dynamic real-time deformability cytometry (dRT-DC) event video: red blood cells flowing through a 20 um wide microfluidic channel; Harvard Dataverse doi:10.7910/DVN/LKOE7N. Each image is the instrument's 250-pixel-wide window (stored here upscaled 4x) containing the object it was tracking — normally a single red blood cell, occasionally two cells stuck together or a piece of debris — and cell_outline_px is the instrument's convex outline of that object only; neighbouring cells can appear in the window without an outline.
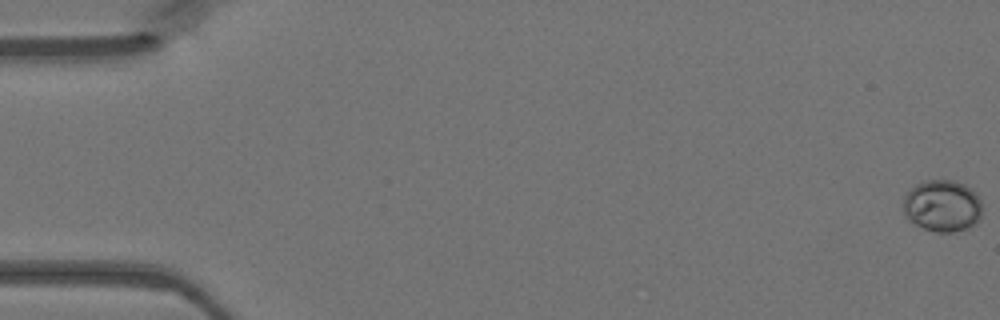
{"species": "Egyptian fruit bat (a non-hibernating species)", "species_latin": "Rousettus aegyptiacus", "temperature_condition": "warm", "stored_images_in_passage": 48, "camera_frame_rate_fps": 3000, "um_per_image_px": 0.085, "animal": {"sex": "female"}, "frame": {"image": 1, "passage_image": 1, "time_ms": 0.0, "image_size_px": [1000, 320], "cell_outline_px": [[980, 220], [976, 224], [968, 228], [952, 232], [936, 232], [924, 228], [908, 220], [904, 216], [904, 196], [916, 184], [924, 180], [956, 180], [964, 184], [976, 192], [980, 200]], "centroid_in_image_um": [80.1, 17.49], "position_along_channel_um": 4.9, "area_um2": 23.93}}
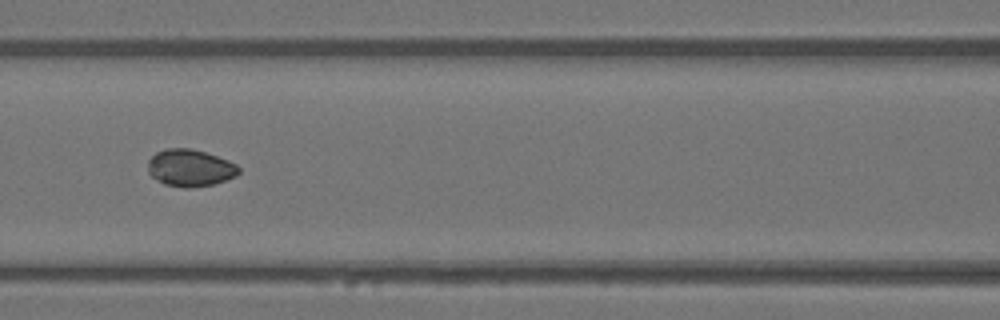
{"frame": {"image": 2, "passage_image": 22, "time_ms": 7.0, "image_size_px": [1000, 320], "cell_outline_px": [[240, 172], [236, 176], [212, 184], [188, 188], [184, 188], [164, 184], [152, 176], [148, 172], [148, 160], [156, 152], [164, 148], [192, 148], [228, 160], [236, 164], [240, 168]], "centroid_in_image_um": [16.14, 14.26], "position_along_channel_um": 150.5, "area_um2": 19.59}}
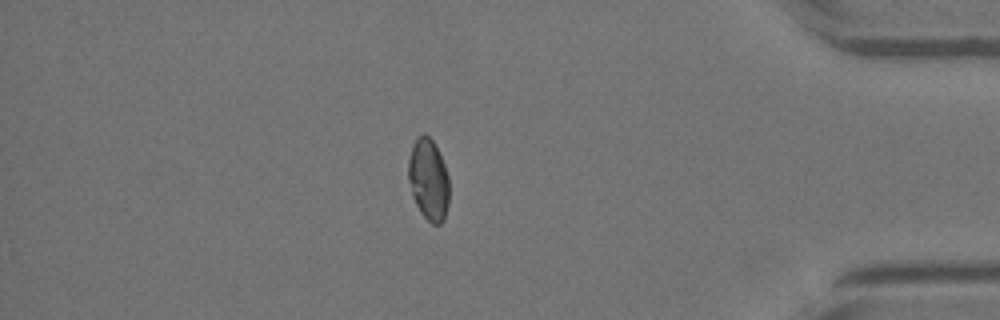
{"frame": {"image": 3, "passage_image": 42, "time_ms": 13.667, "image_size_px": [1000, 320], "cell_outline_px": [[448, 204], [444, 220], [440, 224], [432, 224], [420, 212], [412, 196], [408, 180], [408, 160], [412, 144], [416, 136], [424, 132], [432, 140], [444, 164], [448, 176]], "centroid_in_image_um": [36.4, 15.25], "position_along_channel_um": 398.8, "area_um2": 19.48}}